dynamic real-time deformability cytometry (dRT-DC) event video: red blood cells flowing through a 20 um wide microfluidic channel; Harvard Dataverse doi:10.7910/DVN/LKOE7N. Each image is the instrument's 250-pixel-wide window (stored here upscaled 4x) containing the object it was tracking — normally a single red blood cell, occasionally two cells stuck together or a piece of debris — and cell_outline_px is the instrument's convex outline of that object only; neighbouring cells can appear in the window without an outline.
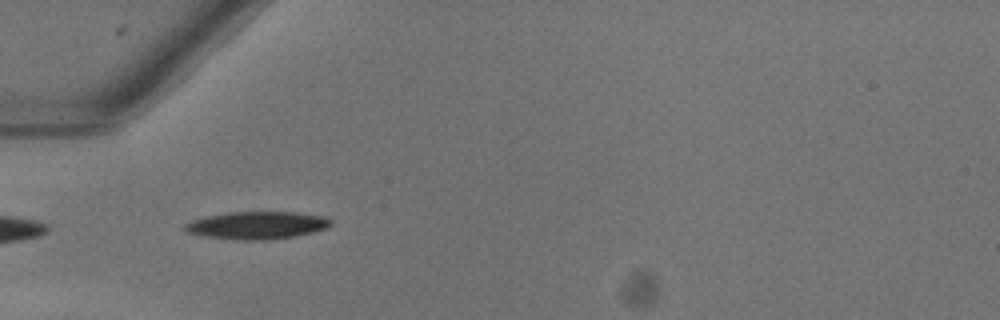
{"species": "common noctule bat (a hibernating species)", "species_latin": "Nyctalus noctula", "temperature_condition": "warm", "stored_images_in_passage": 35, "camera_frame_rate_fps": 3000, "um_per_image_px": 0.085, "animal": {"sex": "female"}, "frame": {"image": 1, "passage_image": 1, "time_ms": 0.0, "image_size_px": [1000, 320], "cell_outline_px": [[332, 224], [328, 228], [296, 236], [264, 240], [244, 240], [204, 236], [188, 232], [184, 228], [184, 224], [192, 220], [208, 216], [228, 212], [296, 212], [324, 216], [332, 220]], "centroid_in_image_um": [21.89, 19.14], "position_along_channel_um": 63.1, "area_um2": 23.35}}
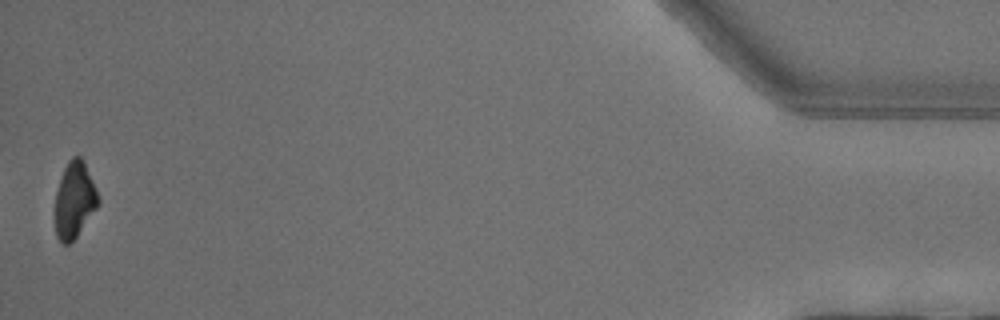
{"frame": {"image": 2, "passage_image": 35, "time_ms": 11.333, "image_size_px": [1000, 320], "cell_outline_px": [[100, 204], [76, 236], [68, 244], [64, 244], [56, 236], [56, 192], [64, 168], [68, 160], [72, 156], [80, 156], [84, 160], [96, 188], [100, 200]], "centroid_in_image_um": [6.35, 16.96], "position_along_channel_um": 428.8, "area_um2": 18.96}, "authors_computed_cell_mechanics": {"area_um2": 23.1778, "velocity_mm_per_s": 4.0548, "shape_relaxation_time_tau1_ms": 3.9156, "shape_relaxation_time_tau2_ms": null, "deformation_change_tau1": 0.1602, "deformation_change_tau2": null}}